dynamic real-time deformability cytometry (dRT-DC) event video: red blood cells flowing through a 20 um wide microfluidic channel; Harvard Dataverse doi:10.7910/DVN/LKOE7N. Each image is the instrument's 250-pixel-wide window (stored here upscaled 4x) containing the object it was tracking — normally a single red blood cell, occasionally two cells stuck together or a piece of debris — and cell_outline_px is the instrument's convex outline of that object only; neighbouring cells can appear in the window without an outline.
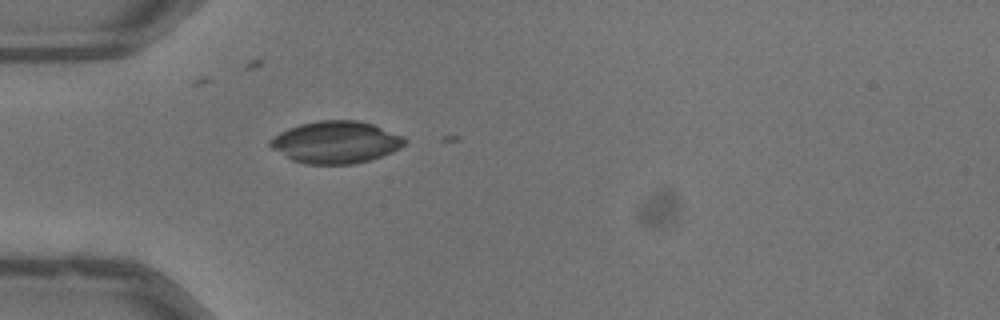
{"species": "common noctule bat (a hibernating species)", "species_latin": "Nyctalus noctula", "temperature_condition": "warm", "stored_images_in_passage": 3, "camera_frame_rate_fps": 3000, "um_per_image_px": 0.085, "animal": {"sex": "male", "body_mass_g": 13.3}, "frame": {"image": 1, "passage_image": 1, "time_ms": 0.0, "image_size_px": [1000, 320], "cell_outline_px": [[408, 140], [400, 148], [392, 152], [368, 160], [352, 164], [304, 164], [292, 160], [272, 148], [268, 144], [268, 140], [280, 132], [288, 128], [300, 124], [320, 120], [356, 120], [372, 124], [404, 136]], "centroid_in_image_um": [28.53, 12.08], "position_along_channel_um": 56.5, "area_um2": 32.95}}